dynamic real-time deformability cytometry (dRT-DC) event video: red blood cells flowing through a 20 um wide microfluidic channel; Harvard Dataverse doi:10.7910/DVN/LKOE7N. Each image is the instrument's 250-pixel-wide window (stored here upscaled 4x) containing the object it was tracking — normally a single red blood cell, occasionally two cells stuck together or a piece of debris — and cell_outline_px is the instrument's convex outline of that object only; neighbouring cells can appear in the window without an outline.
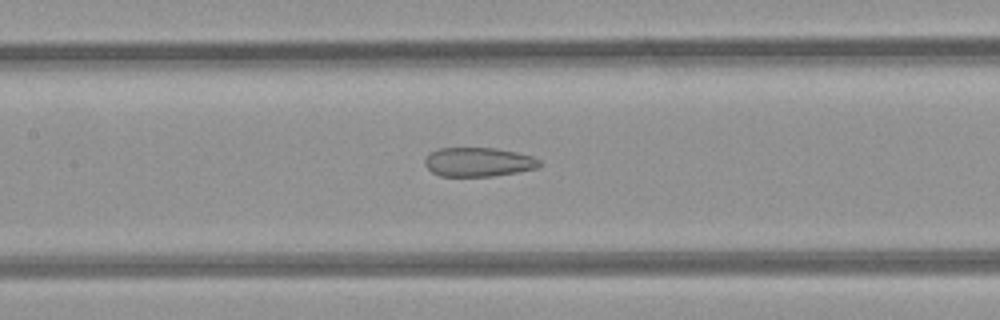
{"species": "common noctule bat (a hibernating species)", "species_latin": "Nyctalus noctula", "temperature_condition": "room temperature", "stored_images_in_passage": 41, "camera_frame_rate_fps": 3000, "um_per_image_px": 0.085, "animal": {"sex": "female", "body_mass_g": 21.9}, "frame": {"image": 1, "passage_image": 15, "time_ms": 4.667, "image_size_px": [1000, 320], "cell_outline_px": [[544, 164], [536, 168], [516, 172], [492, 176], [440, 176], [432, 172], [424, 164], [424, 160], [432, 152], [440, 148], [496, 148], [516, 152], [532, 156], [540, 160]], "centroid_in_image_um": [40.68, 13.77], "position_along_channel_um": 166.7, "area_um2": 19.36}}
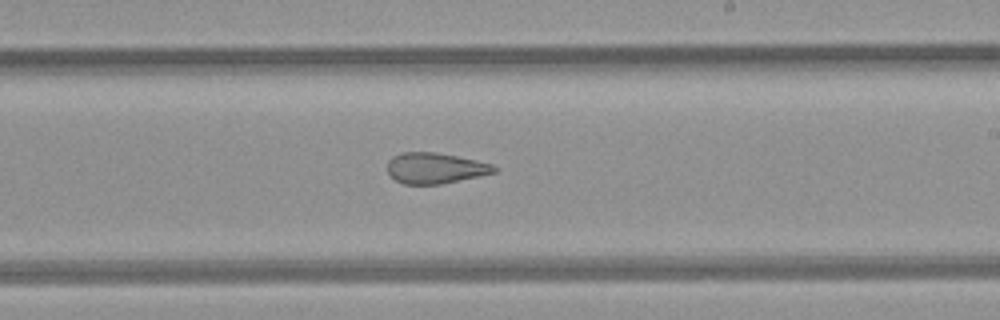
{"frame": {"image": 2, "passage_image": 21, "time_ms": 6.667, "image_size_px": [1000, 320], "cell_outline_px": [[496, 172], [480, 176], [440, 184], [404, 184], [396, 180], [388, 172], [388, 160], [392, 156], [400, 152], [436, 152], [476, 160], [492, 164], [496, 168]], "centroid_in_image_um": [36.98, 14.28], "position_along_channel_um": 252.0, "area_um2": 19.07}}
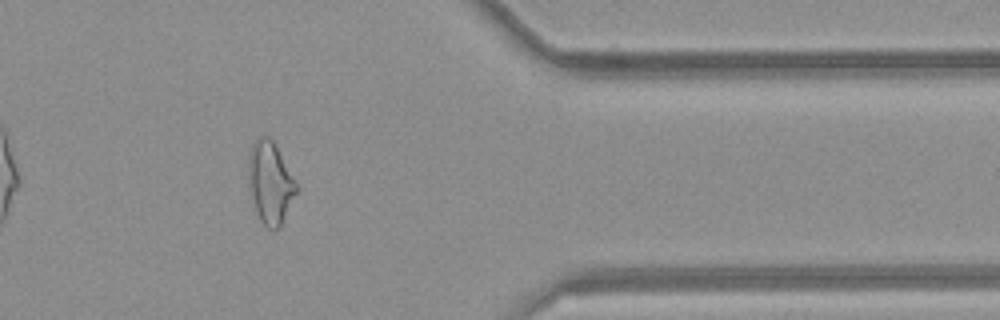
{"frame": {"image": 3, "passage_image": 32, "time_ms": 10.333, "image_size_px": [1000, 320], "cell_outline_px": [[300, 188], [280, 228], [272, 232], [260, 220], [252, 196], [248, 164], [252, 144], [260, 136], [268, 136], [276, 144]], "centroid_in_image_um": [23.03, 15.55], "position_along_channel_um": 388.4, "area_um2": 22.89}, "authors_computed_cell_mechanics": {"area_um2": 22.4842, "velocity_mm_per_s": 4.2777, "shape_relaxation_time_tau1_ms": null, "shape_relaxation_time_tau2_ms": 2.7273, "deformation_change_tau1": null, "deformation_change_tau2": 0.1233}}